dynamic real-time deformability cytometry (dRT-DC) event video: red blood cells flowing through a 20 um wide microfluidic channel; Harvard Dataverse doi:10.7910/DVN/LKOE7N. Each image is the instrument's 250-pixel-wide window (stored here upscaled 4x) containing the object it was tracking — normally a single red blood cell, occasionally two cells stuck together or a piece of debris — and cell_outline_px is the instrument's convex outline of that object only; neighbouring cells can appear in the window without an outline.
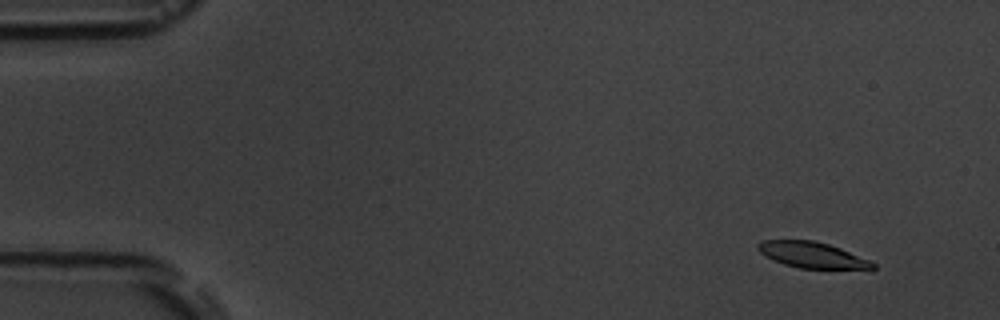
{"species": "common noctule bat (a hibernating species)", "species_latin": "Nyctalus noctula", "temperature_condition": "room temperature", "stored_images_in_passage": 7, "camera_frame_rate_fps": 3000, "um_per_image_px": 0.085, "animal": {"sex": "male", "body_mass_g": 19.5, "forearm_length_mm": 54.6}, "frame": {"image": 1, "passage_image": 2, "time_ms": 1.333, "image_size_px": [1000, 320], "cell_outline_px": [[876, 268], [872, 272], [800, 268], [784, 264], [764, 256], [756, 248], [756, 244], [764, 240], [812, 240], [828, 244], [840, 248], [872, 260], [876, 264]], "centroid_in_image_um": [69.21, 21.73], "position_along_channel_um": 15.8, "area_um2": 18.32}}
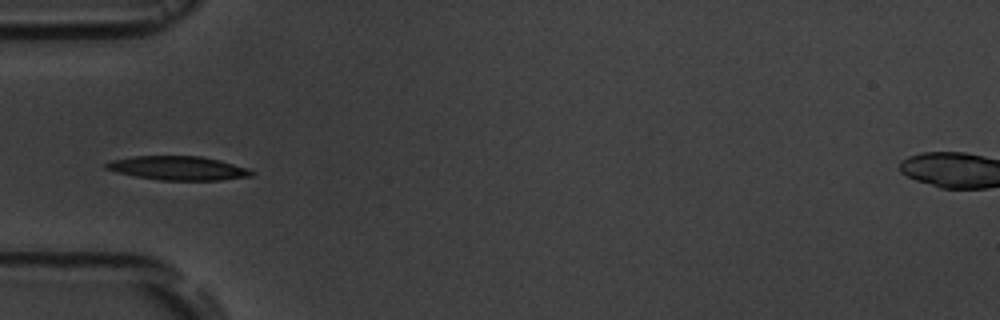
{"frame": {"image": 2, "passage_image": 6, "time_ms": 6.0, "image_size_px": [1000, 320], "cell_outline_px": [[256, 172], [252, 176], [220, 180], [160, 180], [136, 176], [116, 172], [104, 168], [104, 164], [112, 160], [132, 156], [200, 156], [220, 160], [248, 168]], "centroid_in_image_um": [15.15, 14.29], "position_along_channel_um": 69.9, "area_um2": 20.29}}
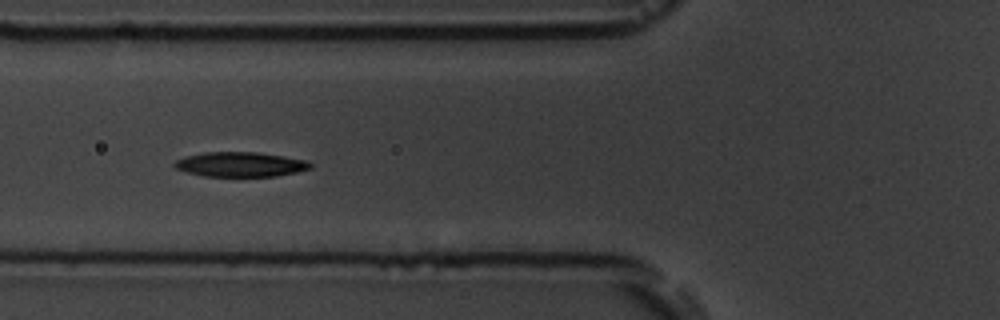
{"frame": {"image": 3, "passage_image": 7, "time_ms": 7.0, "image_size_px": [1000, 320], "cell_outline_px": [[312, 168], [296, 172], [276, 176], [204, 176], [188, 172], [176, 168], [172, 164], [176, 160], [184, 156], [204, 152], [256, 152], [284, 156], [308, 160], [312, 164]], "centroid_in_image_um": [20.44, 13.96], "position_along_channel_um": 105.4, "area_um2": 19.59}}